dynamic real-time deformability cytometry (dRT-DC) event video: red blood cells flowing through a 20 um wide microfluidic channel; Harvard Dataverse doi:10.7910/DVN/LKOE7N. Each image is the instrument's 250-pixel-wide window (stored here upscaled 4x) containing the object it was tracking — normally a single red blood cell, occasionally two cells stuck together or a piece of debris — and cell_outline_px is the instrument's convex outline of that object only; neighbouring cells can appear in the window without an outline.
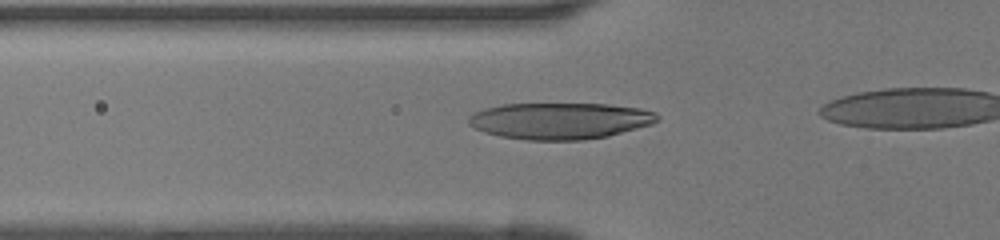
{"species": "human", "species_latin": "Homo sapiens", "temperature_condition": "room temperature", "stored_images_in_passage": 18, "camera_frame_rate_fps": 3000, "um_per_image_px": 0.085, "donor": {"sex": "female"}, "frame": {"image": 1, "passage_image": 13, "time_ms": 4.0, "image_size_px": [1000, 240], "cell_outline_px": [[660, 120], [652, 124], [608, 136], [580, 140], [524, 140], [500, 136], [484, 132], [468, 124], [468, 116], [472, 112], [484, 108], [500, 104], [608, 104], [640, 108], [656, 112], [660, 116]], "centroid_in_image_um": [47.59, 10.26], "position_along_channel_um": 78.2, "area_um2": 40.4}}
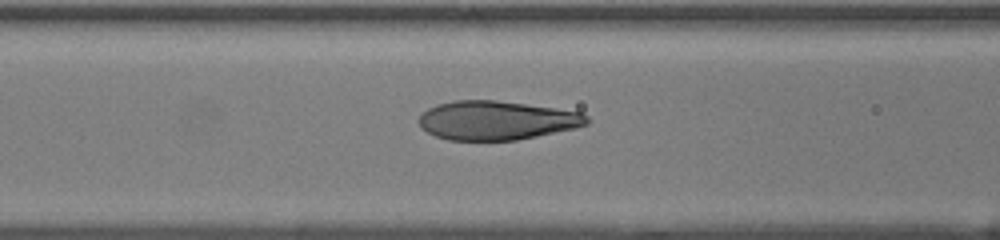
{"frame": {"image": 2, "passage_image": 16, "time_ms": 5.0, "image_size_px": [1000, 240], "cell_outline_px": [[588, 124], [576, 128], [516, 140], [448, 140], [436, 136], [420, 128], [416, 120], [428, 108], [436, 104], [456, 100], [496, 100], [556, 108], [580, 112], [588, 116]], "centroid_in_image_um": [42.18, 10.23], "position_along_channel_um": 124.4, "area_um2": 38.21}}